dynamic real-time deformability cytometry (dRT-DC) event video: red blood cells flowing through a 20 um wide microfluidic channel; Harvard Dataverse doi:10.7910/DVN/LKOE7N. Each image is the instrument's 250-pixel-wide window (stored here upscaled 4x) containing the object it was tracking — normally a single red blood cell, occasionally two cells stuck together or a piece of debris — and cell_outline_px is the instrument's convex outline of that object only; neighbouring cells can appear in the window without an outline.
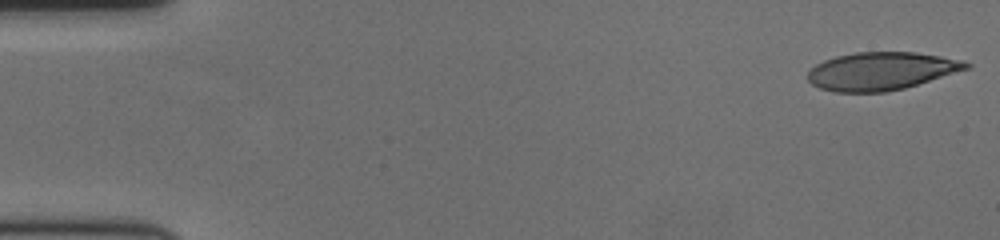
{"species": "human", "species_latin": "Homo sapiens", "temperature_condition": "cold", "stored_images_in_passage": 57, "camera_frame_rate_fps": 3000, "um_per_image_px": 0.085, "donor": {"sex": "female"}, "frame": {"image": 1, "passage_image": 1, "time_ms": 0.0, "image_size_px": [1000, 240], "cell_outline_px": [[972, 68], [904, 88], [884, 92], [836, 92], [820, 88], [812, 84], [808, 80], [808, 72], [816, 64], [824, 60], [836, 56], [856, 52], [916, 52], [940, 56], [960, 60], [972, 64]], "centroid_in_image_um": [74.92, 6.04], "position_along_channel_um": 10.1, "area_um2": 34.97}}
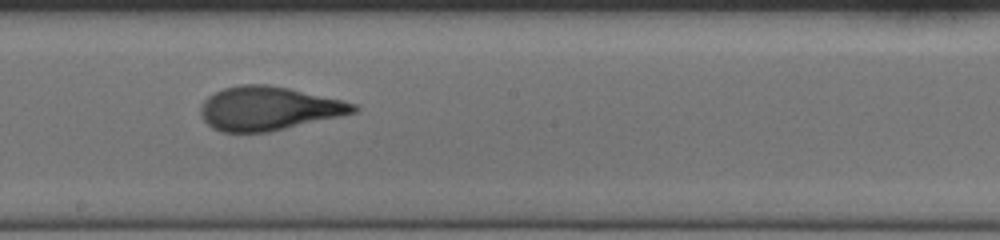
{"frame": {"image": 2, "passage_image": 32, "time_ms": 10.333, "image_size_px": [1000, 240], "cell_outline_px": [[360, 108], [356, 112], [340, 116], [268, 132], [220, 132], [212, 128], [200, 116], [200, 104], [208, 96], [224, 88], [240, 84], [268, 84], [288, 88], [340, 100], [356, 104]], "centroid_in_image_um": [22.78, 9.22], "position_along_channel_um": 225.4, "area_um2": 38.78}}
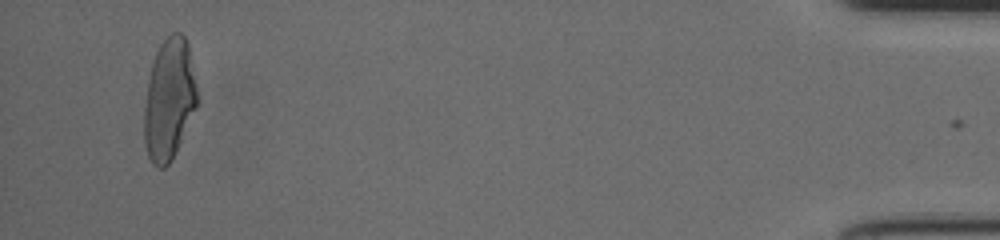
{"frame": {"image": 3, "passage_image": 55, "time_ms": 18.0, "image_size_px": [1000, 240], "cell_outline_px": [[196, 108], [168, 164], [164, 168], [156, 168], [152, 164], [148, 156], [144, 144], [144, 108], [152, 60], [160, 44], [172, 32], [180, 32], [184, 36], [188, 44], [196, 88]], "centroid_in_image_um": [14.34, 8.43], "position_along_channel_um": 420.9, "area_um2": 36.82}, "authors_computed_cell_mechanics": {"area_um2": 37.6278, "velocity_mm_per_s": 3.5899, "shape_relaxation_time_tau1_ms": 6.0208, "shape_relaxation_time_tau2_ms": 1.0154, "deformation_change_tau1": 0.2469, "deformation_change_tau2": 0.0857}}